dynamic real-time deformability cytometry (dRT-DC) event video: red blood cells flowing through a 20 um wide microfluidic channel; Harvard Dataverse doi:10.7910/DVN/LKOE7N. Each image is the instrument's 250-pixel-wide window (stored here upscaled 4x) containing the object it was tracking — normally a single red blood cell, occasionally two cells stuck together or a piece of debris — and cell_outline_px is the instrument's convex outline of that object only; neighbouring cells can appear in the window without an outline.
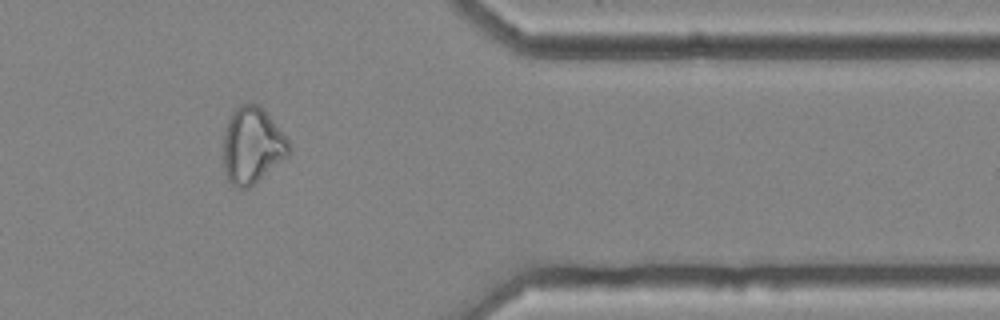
{"species": "common noctule bat (a hibernating species)", "species_latin": "Nyctalus noctula", "temperature_condition": "cold", "stored_images_in_passage": 32, "camera_frame_rate_fps": 3000, "um_per_image_px": 0.085, "animal": {"sex": "female", "body_mass_g": 25.1}, "frame": {"image": 1, "passage_image": 28, "time_ms": 9.0, "image_size_px": [1000, 320], "cell_outline_px": [[288, 156], [248, 188], [236, 188], [228, 180], [224, 168], [224, 132], [228, 120], [232, 112], [240, 104], [248, 100], [260, 104], [288, 140]], "centroid_in_image_um": [21.41, 12.32], "position_along_channel_um": 390.0, "area_um2": 29.02}}